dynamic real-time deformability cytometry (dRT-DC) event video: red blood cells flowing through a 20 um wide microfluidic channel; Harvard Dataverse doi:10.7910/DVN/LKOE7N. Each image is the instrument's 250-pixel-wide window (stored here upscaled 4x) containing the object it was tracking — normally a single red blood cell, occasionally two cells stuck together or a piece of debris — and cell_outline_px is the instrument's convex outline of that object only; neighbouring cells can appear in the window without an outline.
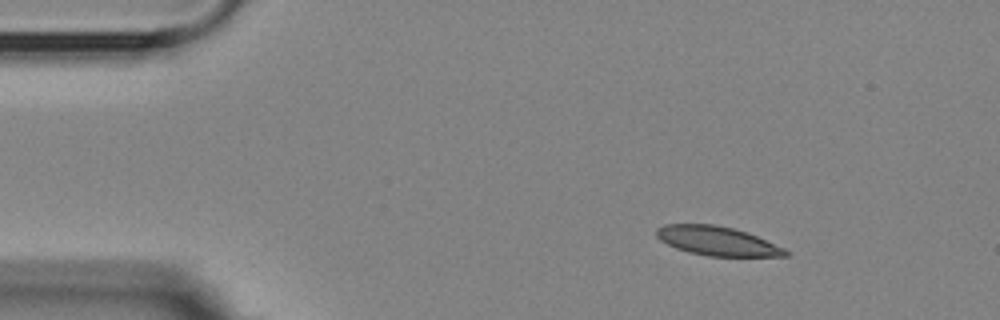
{"species": "Egyptian fruit bat (a non-hibernating species)", "species_latin": "Rousettus aegyptiacus", "temperature_condition": "room temperature", "stored_images_in_passage": 10, "camera_frame_rate_fps": 3000, "um_per_image_px": 0.085, "animal": {"sex": "female"}, "frame": {"image": 1, "passage_image": 1, "time_ms": 0.0, "image_size_px": [1000, 320], "cell_outline_px": [[788, 256], [708, 256], [688, 252], [676, 248], [660, 240], [656, 236], [656, 228], [664, 224], [716, 224], [732, 228], [756, 236], [784, 248], [788, 252]], "centroid_in_image_um": [60.91, 20.48], "position_along_channel_um": 24.1, "area_um2": 21.68}}
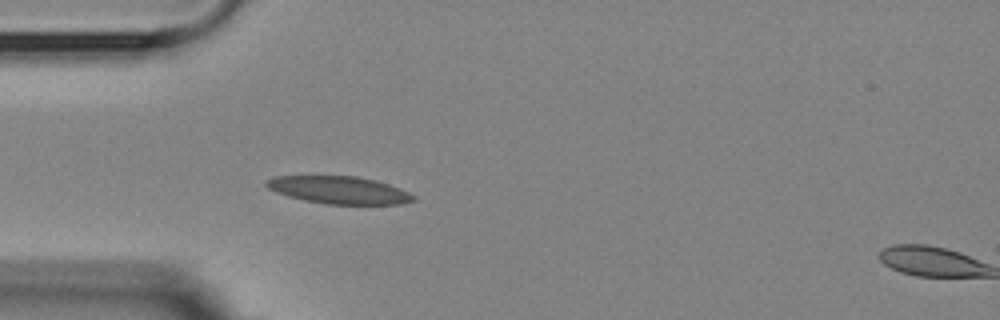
{"frame": {"image": 2, "passage_image": 9, "time_ms": 2.667, "image_size_px": [1000, 320], "cell_outline_px": [[416, 200], [400, 204], [328, 204], [304, 200], [288, 196], [276, 192], [268, 188], [264, 184], [264, 180], [272, 176], [356, 176], [376, 180], [400, 188], [416, 196]], "centroid_in_image_um": [28.8, 16.14], "position_along_channel_um": 56.2, "area_um2": 23.64}}